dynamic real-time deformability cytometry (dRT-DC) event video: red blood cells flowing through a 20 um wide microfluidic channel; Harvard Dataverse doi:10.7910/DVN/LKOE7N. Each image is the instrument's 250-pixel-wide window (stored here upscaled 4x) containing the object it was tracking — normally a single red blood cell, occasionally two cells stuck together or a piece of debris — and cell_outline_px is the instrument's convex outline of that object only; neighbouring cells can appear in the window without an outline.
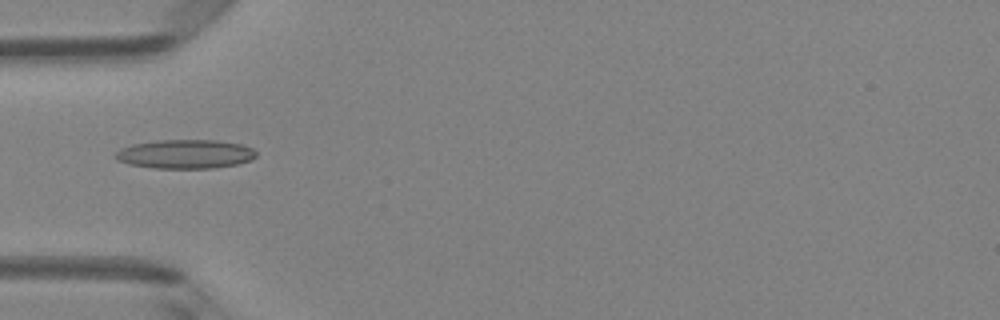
{"species": "Egyptian fruit bat (a non-hibernating species)", "species_latin": "Rousettus aegyptiacus", "temperature_condition": "room temperature", "stored_images_in_passage": 5, "camera_frame_rate_fps": 3000, "um_per_image_px": 0.085, "animal": {"sex": "female"}, "frame": {"image": 1, "passage_image": 4, "time_ms": 1.0, "image_size_px": [1000, 320], "cell_outline_px": [[256, 156], [252, 160], [236, 164], [212, 168], [152, 168], [128, 164], [116, 160], [112, 156], [120, 148], [132, 144], [156, 140], [216, 140], [240, 144], [252, 148], [256, 152]], "centroid_in_image_um": [15.7, 13.09], "position_along_channel_um": 69.3, "area_um2": 23.93}}
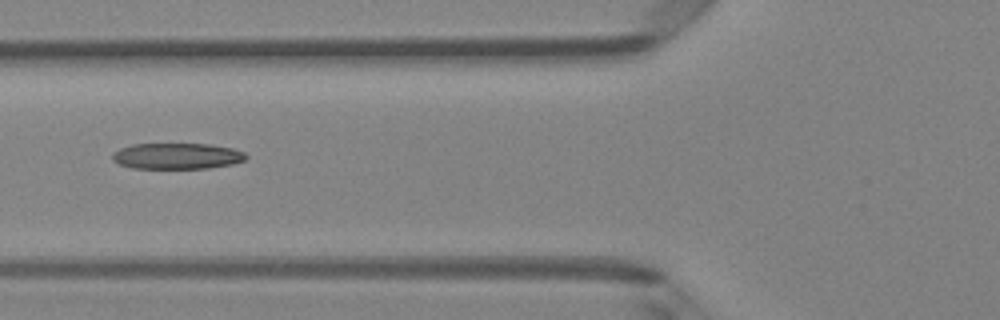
{"frame": {"image": 2, "passage_image": 5, "time_ms": 1.333, "image_size_px": [1000, 320], "cell_outline_px": [[248, 156], [244, 160], [232, 164], [208, 168], [132, 168], [120, 164], [112, 160], [112, 152], [120, 148], [132, 144], [208, 144], [232, 148], [244, 152]], "centroid_in_image_um": [15.02, 13.26], "position_along_channel_um": 110.8, "area_um2": 20.23}}